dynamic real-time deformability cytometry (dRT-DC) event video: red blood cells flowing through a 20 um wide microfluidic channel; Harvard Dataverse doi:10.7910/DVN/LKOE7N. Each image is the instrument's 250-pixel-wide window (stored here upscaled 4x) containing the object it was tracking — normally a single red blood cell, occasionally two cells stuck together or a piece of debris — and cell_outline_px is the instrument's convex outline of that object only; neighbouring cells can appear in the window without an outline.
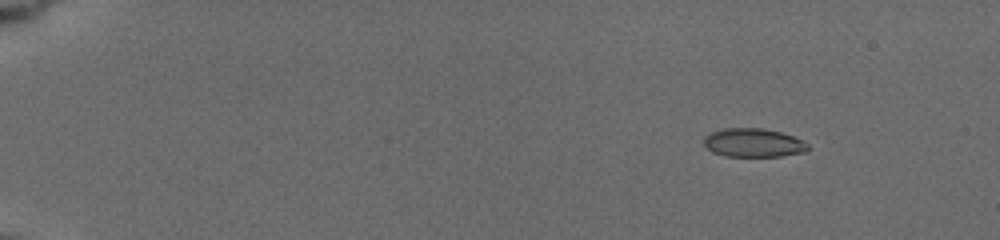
{"species": "common noctule bat (a hibernating species)", "species_latin": "Nyctalus noctula", "temperature_condition": "cold", "stored_images_in_passage": 12, "camera_frame_rate_fps": 3000, "um_per_image_px": 0.085, "animal": {"sex": "female", "body_mass_g": 19.5, "forearm_length_mm": 54.1}, "frame": {"image": 1, "passage_image": 4, "time_ms": 2.333, "image_size_px": [1000, 240], "cell_outline_px": [[808, 148], [804, 152], [780, 156], [724, 156], [712, 152], [704, 144], [704, 136], [712, 132], [724, 128], [764, 128], [780, 132], [804, 140], [808, 144]], "centroid_in_image_um": [64.03, 12.13], "position_along_channel_um": 21.0, "area_um2": 17.34}}
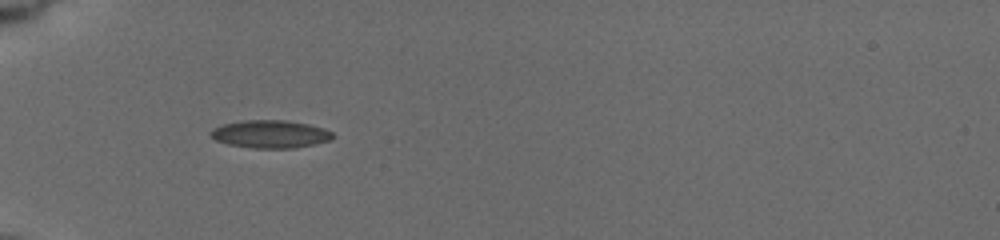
{"frame": {"image": 2, "passage_image": 9, "time_ms": 6.667, "image_size_px": [1000, 240], "cell_outline_px": [[336, 136], [332, 140], [292, 148], [252, 148], [228, 144], [216, 140], [208, 132], [212, 128], [224, 124], [244, 120], [284, 120], [308, 124], [332, 132]], "centroid_in_image_um": [22.96, 11.4], "position_along_channel_um": 62.0, "area_um2": 19.65}}
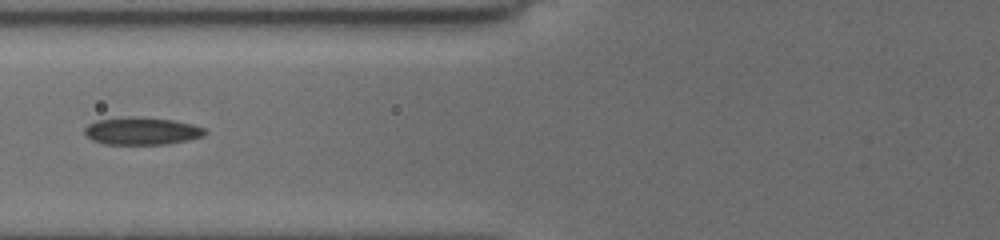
{"frame": {"image": 3, "passage_image": 11, "time_ms": 8.333, "image_size_px": [1000, 240], "cell_outline_px": [[208, 132], [204, 136], [188, 140], [168, 144], [104, 144], [92, 140], [84, 132], [84, 128], [88, 124], [96, 120], [128, 116], [172, 120], [192, 124], [204, 128]], "centroid_in_image_um": [12.05, 11.14], "position_along_channel_um": 113.8, "area_um2": 19.31}}